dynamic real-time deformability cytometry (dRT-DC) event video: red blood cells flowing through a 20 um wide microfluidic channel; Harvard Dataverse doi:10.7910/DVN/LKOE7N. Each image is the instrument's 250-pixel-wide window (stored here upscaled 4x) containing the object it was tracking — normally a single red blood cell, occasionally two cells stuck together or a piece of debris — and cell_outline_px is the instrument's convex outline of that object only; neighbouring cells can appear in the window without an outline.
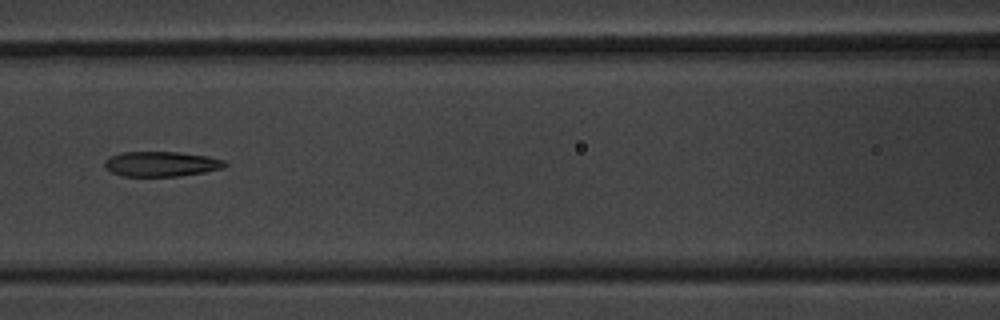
{"species": "common noctule bat (a hibernating species)", "species_latin": "Nyctalus noctula", "temperature_condition": "warm", "stored_images_in_passage": 5, "camera_frame_rate_fps": 3000, "um_per_image_px": 0.085, "animal": {"sex": "male", "body_mass_g": 20.1, "forearm_length_mm": 53.5}, "frame": {"image": 1, "passage_image": 5, "time_ms": 4.667, "image_size_px": [1000, 320], "cell_outline_px": [[228, 164], [224, 168], [204, 172], [176, 176], [120, 176], [104, 168], [104, 160], [120, 152], [180, 152], [208, 156], [224, 160]], "centroid_in_image_um": [13.7, 13.93], "position_along_channel_um": 152.9, "area_um2": 17.63}}